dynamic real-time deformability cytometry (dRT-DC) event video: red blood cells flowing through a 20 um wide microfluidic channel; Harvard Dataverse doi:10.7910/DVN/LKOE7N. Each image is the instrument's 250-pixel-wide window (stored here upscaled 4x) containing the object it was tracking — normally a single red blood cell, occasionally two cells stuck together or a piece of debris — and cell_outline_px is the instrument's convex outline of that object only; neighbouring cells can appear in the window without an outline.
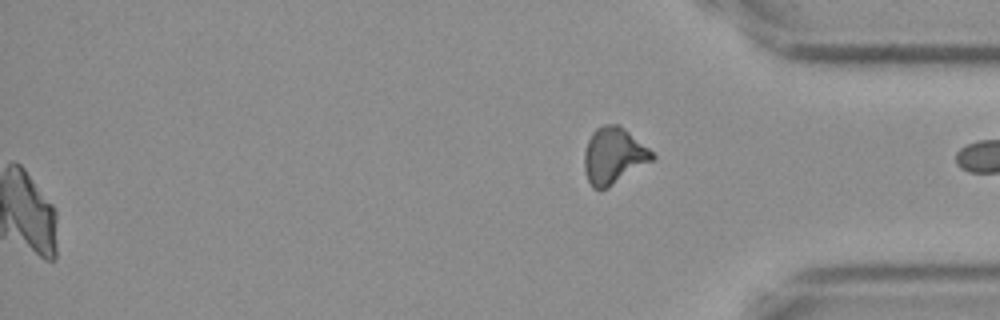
{"species": "Egyptian fruit bat (a non-hibernating species)", "species_latin": "Rousettus aegyptiacus", "temperature_condition": "cold", "stored_images_in_passage": 58, "camera_frame_rate_fps": 3000, "um_per_image_px": 0.085, "frame": {"image": 1, "passage_image": 58, "time_ms": 19.0, "image_size_px": [1000, 320], "cell_outline_px": [[656, 160], [608, 188], [600, 192], [592, 188], [584, 172], [584, 152], [588, 140], [592, 132], [596, 128], [604, 124], [616, 124], [624, 128], [648, 148], [656, 156]], "centroid_in_image_um": [52.16, 13.28], "position_along_channel_um": 383.0, "area_um2": 22.77}}